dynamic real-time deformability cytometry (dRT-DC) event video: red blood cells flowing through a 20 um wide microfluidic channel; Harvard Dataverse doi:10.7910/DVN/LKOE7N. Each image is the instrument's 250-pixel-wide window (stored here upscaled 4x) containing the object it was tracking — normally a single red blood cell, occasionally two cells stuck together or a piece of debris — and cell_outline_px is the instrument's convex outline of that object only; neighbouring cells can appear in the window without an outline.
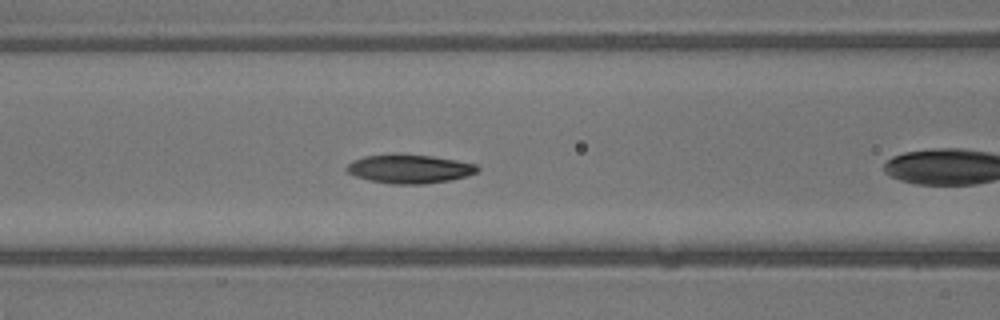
{"species": "common noctule bat (a hibernating species)", "species_latin": "Nyctalus noctula", "temperature_condition": "warm", "stored_images_in_passage": 37, "camera_frame_rate_fps": 3000, "um_per_image_px": 0.085, "animal": {"sex": "male", "body_mass_g": 13.3}, "frame": {"image": 1, "passage_image": 7, "time_ms": 2.0, "image_size_px": [1000, 320], "cell_outline_px": [[480, 168], [476, 172], [464, 176], [448, 180], [416, 184], [400, 184], [372, 180], [348, 172], [348, 164], [356, 160], [368, 156], [428, 156], [476, 164]], "centroid_in_image_um": [34.87, 14.37], "position_along_channel_um": 131.7, "area_um2": 20.29}}
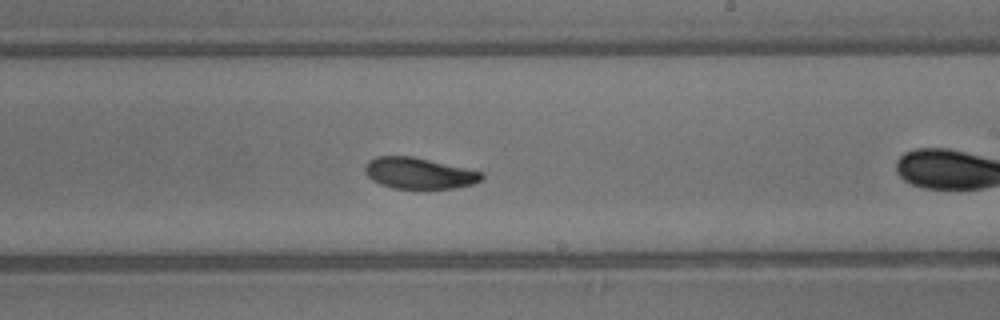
{"frame": {"image": 2, "passage_image": 16, "time_ms": 5.0, "image_size_px": [1000, 320], "cell_outline_px": [[484, 176], [480, 180], [472, 184], [448, 188], [396, 188], [384, 184], [368, 176], [364, 168], [372, 160], [380, 156], [408, 156], [480, 172]], "centroid_in_image_um": [35.61, 14.73], "position_along_channel_um": 253.4, "area_um2": 19.94}}
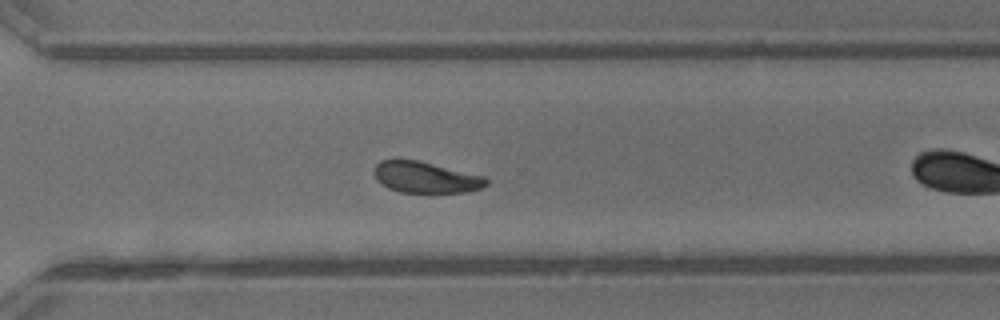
{"frame": {"image": 3, "passage_image": 22, "time_ms": 7.0, "image_size_px": [1000, 320], "cell_outline_px": [[488, 184], [480, 188], [464, 192], [400, 192], [388, 188], [376, 176], [376, 164], [380, 160], [416, 160], [484, 176], [488, 180]], "centroid_in_image_um": [36.22, 15.08], "position_along_channel_um": 334.4, "area_um2": 19.77}, "authors_computed_cell_mechanics": {"area_um2": 20.4034, "velocity_mm_per_s": 4.0552, "shape_relaxation_time_tau1_ms": 2.4268, "shape_relaxation_time_tau2_ms": 5.2315, "deformation_change_tau1": 0.1148, "deformation_change_tau2": 0.1189}}